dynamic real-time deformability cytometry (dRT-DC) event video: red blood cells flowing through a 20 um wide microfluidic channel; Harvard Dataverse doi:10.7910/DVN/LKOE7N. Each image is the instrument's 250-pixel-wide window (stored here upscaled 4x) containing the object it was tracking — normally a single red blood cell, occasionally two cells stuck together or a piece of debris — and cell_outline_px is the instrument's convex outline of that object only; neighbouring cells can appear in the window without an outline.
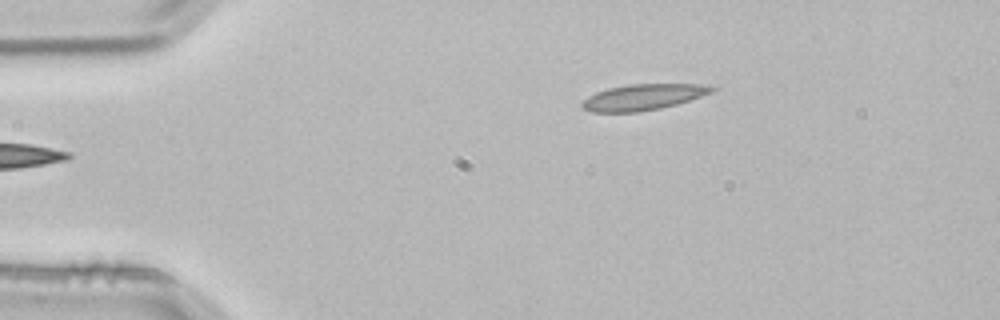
{"species": "common noctule bat (a hibernating species)", "species_latin": "Nyctalus noctula", "temperature_condition": "room temperature", "stored_images_in_passage": 2, "camera_frame_rate_fps": 3000, "um_per_image_px": 0.085, "animal": {"sex": "male", "body_mass_g": 21.5, "forearm_length_mm": 52.0}, "frame": {"image": 1, "passage_image": 2, "time_ms": 0.333, "image_size_px": [1000, 320], "cell_outline_px": [[716, 88], [712, 92], [676, 104], [660, 108], [636, 112], [592, 112], [584, 108], [580, 104], [588, 96], [596, 92], [608, 88], [628, 84], [708, 84]], "centroid_in_image_um": [54.65, 8.24], "position_along_channel_um": 30.3, "area_um2": 19.48}}